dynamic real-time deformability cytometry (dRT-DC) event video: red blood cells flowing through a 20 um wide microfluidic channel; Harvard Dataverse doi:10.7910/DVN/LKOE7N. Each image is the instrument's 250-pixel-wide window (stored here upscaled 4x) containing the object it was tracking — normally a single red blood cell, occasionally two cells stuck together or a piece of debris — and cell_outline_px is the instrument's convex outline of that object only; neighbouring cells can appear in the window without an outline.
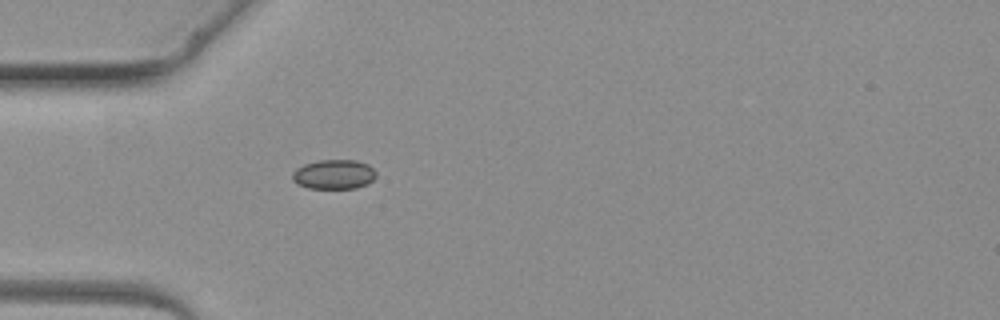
{"species": "common noctule bat (a hibernating species)", "species_latin": "Nyctalus noctula", "temperature_condition": "warm", "stored_images_in_passage": 1, "camera_frame_rate_fps": 3000, "um_per_image_px": 0.085, "animal": {"sex": "female", "body_mass_g": 19.3, "forearm_length_mm": 54.1}, "frame": {"image": 1, "passage_image": 1, "time_ms": 0.0, "image_size_px": [1000, 320], "cell_outline_px": [[376, 176], [368, 184], [356, 188], [308, 188], [296, 184], [292, 180], [292, 172], [296, 168], [304, 164], [320, 160], [356, 160], [368, 164], [376, 172]], "centroid_in_image_um": [28.37, 14.82], "position_along_channel_um": 56.6, "area_um2": 14.51}}